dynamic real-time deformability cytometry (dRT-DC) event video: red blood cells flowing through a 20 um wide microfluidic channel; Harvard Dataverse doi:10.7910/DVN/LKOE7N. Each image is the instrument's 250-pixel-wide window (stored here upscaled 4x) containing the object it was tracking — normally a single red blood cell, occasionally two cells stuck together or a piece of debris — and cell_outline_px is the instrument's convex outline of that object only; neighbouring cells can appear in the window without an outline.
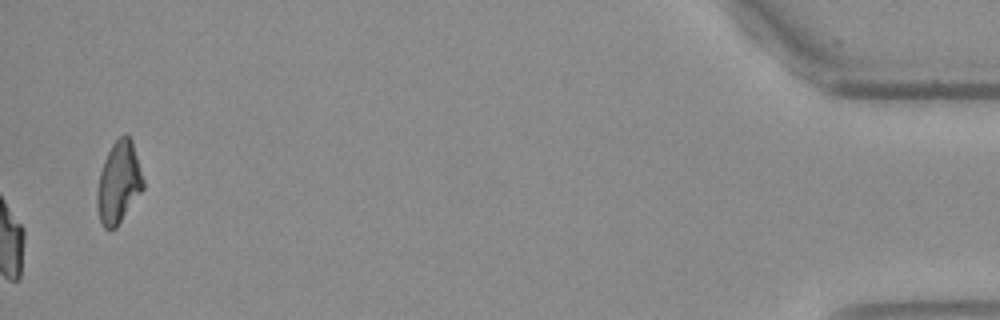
{"species": "Egyptian fruit bat (a non-hibernating species)", "species_latin": "Rousettus aegyptiacus", "temperature_condition": "warm", "stored_images_in_passage": 55, "camera_frame_rate_fps": 3000, "um_per_image_px": 0.085, "frame": {"image": 1, "passage_image": 55, "time_ms": 18.0, "image_size_px": [1000, 320], "cell_outline_px": [[144, 188], [116, 228], [104, 228], [100, 220], [96, 208], [96, 192], [100, 172], [104, 160], [112, 144], [120, 136], [128, 136], [132, 140], [144, 180]], "centroid_in_image_um": [10.08, 15.53], "position_along_channel_um": 425.1, "area_um2": 21.85}, "authors_computed_cell_mechanics": {"area_um2": 25.3742, "velocity_mm_per_s": 3.8125, "shape_relaxation_time_tau1_ms": 11.2232, "shape_relaxation_time_tau2_ms": 2.8796, "deformation_change_tau1": 0.2361, "deformation_change_tau2": 0.1042}}